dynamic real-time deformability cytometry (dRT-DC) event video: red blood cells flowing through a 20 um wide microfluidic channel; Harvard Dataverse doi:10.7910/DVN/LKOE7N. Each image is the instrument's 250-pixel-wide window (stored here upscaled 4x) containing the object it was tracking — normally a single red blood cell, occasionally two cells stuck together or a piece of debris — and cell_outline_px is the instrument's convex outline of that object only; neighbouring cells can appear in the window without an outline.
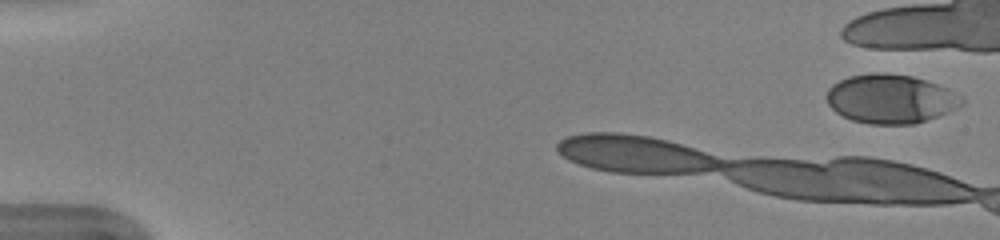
{"species": "human", "species_latin": "Homo sapiens", "temperature_condition": "warm", "stored_images_in_passage": 8, "camera_frame_rate_fps": 3000, "um_per_image_px": 0.085, "donor": {"sex": "female"}, "frame": {"image": 1, "passage_image": 1, "time_ms": 0.0, "image_size_px": [1000, 240], "cell_outline_px": [[964, 104], [948, 112], [916, 124], [868, 124], [852, 120], [836, 112], [828, 104], [828, 88], [832, 84], [848, 76], [872, 72], [884, 72], [912, 76], [948, 88], [960, 96], [964, 100]], "centroid_in_image_um": [75.7, 8.4], "position_along_channel_um": 9.3, "area_um2": 38.61}}